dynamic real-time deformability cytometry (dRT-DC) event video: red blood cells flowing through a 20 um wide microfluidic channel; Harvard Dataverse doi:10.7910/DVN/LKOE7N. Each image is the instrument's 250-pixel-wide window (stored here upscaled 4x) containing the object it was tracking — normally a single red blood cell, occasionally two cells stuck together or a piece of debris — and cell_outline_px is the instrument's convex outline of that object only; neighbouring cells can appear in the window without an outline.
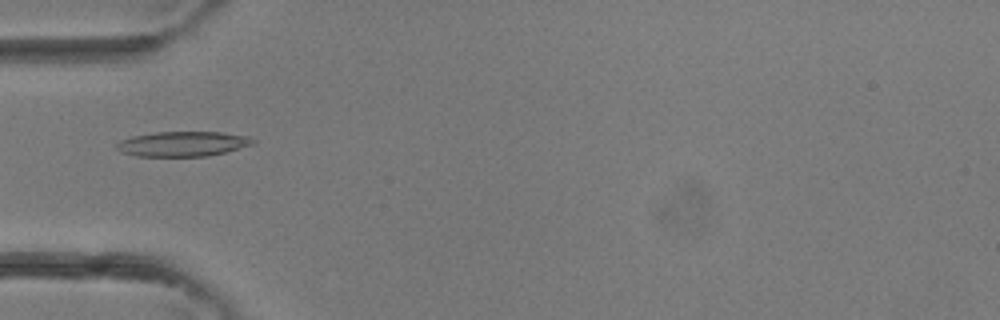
{"species": "common noctule bat (a hibernating species)", "species_latin": "Nyctalus noctula", "temperature_condition": "room temperature", "stored_images_in_passage": 1, "camera_frame_rate_fps": 3000, "um_per_image_px": 0.085, "animal": {"sex": "female"}, "frame": {"image": 1, "passage_image": 1, "time_ms": 0.0, "image_size_px": [1000, 320], "cell_outline_px": [[256, 140], [252, 144], [224, 152], [208, 156], [136, 156], [120, 152], [116, 148], [116, 144], [120, 140], [132, 136], [156, 132], [220, 132], [248, 136]], "centroid_in_image_um": [15.49, 12.23], "position_along_channel_um": 69.5, "area_um2": 19.71}}